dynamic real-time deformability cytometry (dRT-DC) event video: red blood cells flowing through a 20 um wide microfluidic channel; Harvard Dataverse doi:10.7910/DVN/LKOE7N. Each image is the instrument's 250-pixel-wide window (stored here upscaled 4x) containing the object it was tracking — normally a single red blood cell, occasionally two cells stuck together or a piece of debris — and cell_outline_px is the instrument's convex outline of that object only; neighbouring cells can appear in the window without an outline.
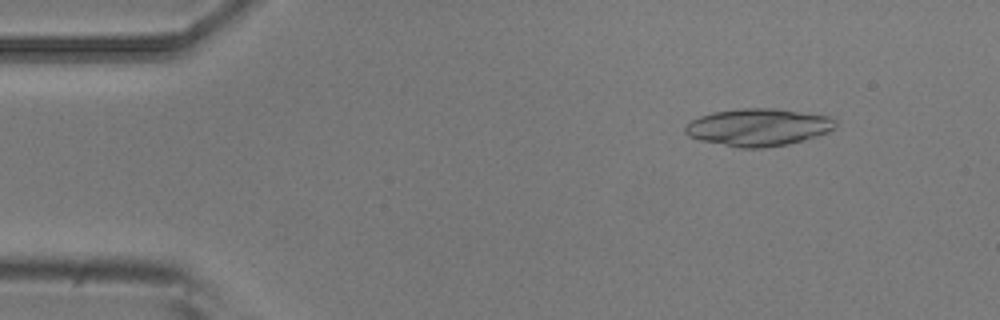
{"species": "common noctule bat (a hibernating species)", "species_latin": "Nyctalus noctula", "temperature_condition": "room temperature", "stored_images_in_passage": 8, "camera_frame_rate_fps": 3000, "um_per_image_px": 0.085, "animal": {"sex": "male", "body_mass_g": 20.5, "forearm_length_mm": 52.5}, "frame": {"image": 1, "passage_image": 2, "time_ms": 0.333, "image_size_px": [1000, 320], "cell_outline_px": [[836, 128], [828, 132], [804, 140], [788, 144], [764, 148], [740, 148], [700, 140], [688, 136], [684, 132], [684, 128], [692, 120], [700, 116], [712, 112], [744, 108], [776, 108], [828, 116], [836, 120]], "centroid_in_image_um": [64.46, 10.82], "position_along_channel_um": 20.5, "area_um2": 32.77}}